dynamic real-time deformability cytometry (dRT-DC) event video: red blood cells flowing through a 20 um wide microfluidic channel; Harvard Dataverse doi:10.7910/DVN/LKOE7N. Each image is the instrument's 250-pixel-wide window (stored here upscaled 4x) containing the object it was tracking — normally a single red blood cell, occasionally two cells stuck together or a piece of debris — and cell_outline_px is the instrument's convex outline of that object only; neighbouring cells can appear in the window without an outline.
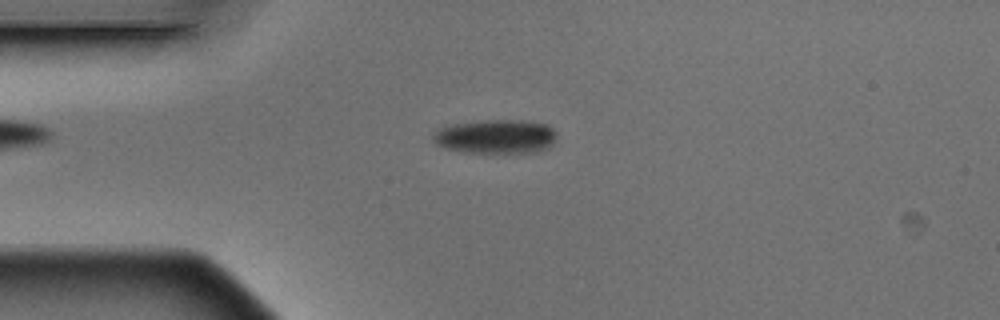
{"species": "Egyptian fruit bat (a non-hibernating species)", "species_latin": "Rousettus aegyptiacus", "temperature_condition": "warm", "stored_images_in_passage": 4, "camera_frame_rate_fps": 3000, "um_per_image_px": 0.085, "animal": {"sex": "male"}, "frame": {"image": 1, "passage_image": 3, "time_ms": 0.667, "image_size_px": [1000, 320], "cell_outline_px": [[556, 136], [552, 144], [548, 148], [536, 152], [468, 152], [448, 148], [436, 144], [432, 140], [432, 136], [440, 128], [448, 124], [480, 120], [524, 120], [548, 124], [556, 132]], "centroid_in_image_um": [42.16, 11.58], "position_along_channel_um": 42.8, "area_um2": 24.57}}